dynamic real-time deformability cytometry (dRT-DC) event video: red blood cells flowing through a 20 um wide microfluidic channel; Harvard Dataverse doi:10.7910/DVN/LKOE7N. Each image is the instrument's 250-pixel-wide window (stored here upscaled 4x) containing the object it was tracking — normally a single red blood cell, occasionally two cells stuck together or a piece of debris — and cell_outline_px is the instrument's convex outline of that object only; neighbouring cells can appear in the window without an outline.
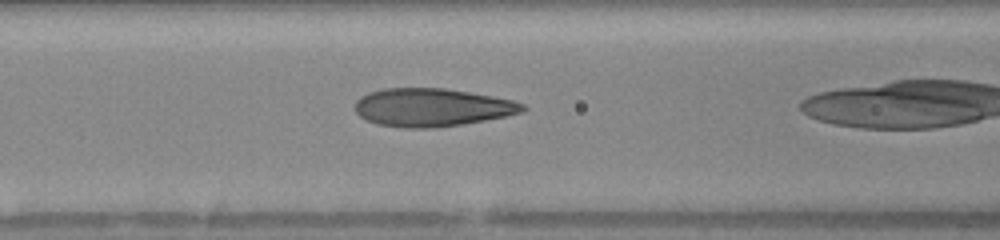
{"species": "human", "species_latin": "Homo sapiens", "temperature_condition": "warm", "stored_images_in_passage": 36, "camera_frame_rate_fps": 3000, "um_per_image_px": 0.085, "donor": {"sex": "female"}, "frame": {"image": 1, "passage_image": 18, "time_ms": 5.667, "image_size_px": [1000, 240], "cell_outline_px": [[528, 108], [520, 112], [504, 116], [484, 120], [436, 128], [404, 128], [380, 124], [368, 120], [360, 116], [356, 112], [356, 100], [360, 96], [368, 92], [384, 88], [444, 88], [492, 96], [512, 100], [524, 104]], "centroid_in_image_um": [36.69, 9.12], "position_along_channel_um": 129.9, "area_um2": 36.93}}
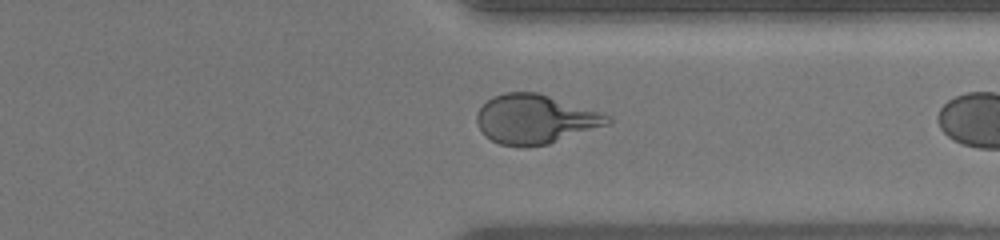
{"frame": {"image": 2, "passage_image": 35, "time_ms": 11.333, "image_size_px": [1000, 240], "cell_outline_px": [[612, 120], [608, 124], [548, 144], [500, 144], [484, 136], [476, 120], [476, 116], [480, 108], [492, 96], [504, 92], [536, 92], [600, 112], [608, 116]], "centroid_in_image_um": [45.46, 10.1], "position_along_channel_um": 365.9, "area_um2": 36.47}}